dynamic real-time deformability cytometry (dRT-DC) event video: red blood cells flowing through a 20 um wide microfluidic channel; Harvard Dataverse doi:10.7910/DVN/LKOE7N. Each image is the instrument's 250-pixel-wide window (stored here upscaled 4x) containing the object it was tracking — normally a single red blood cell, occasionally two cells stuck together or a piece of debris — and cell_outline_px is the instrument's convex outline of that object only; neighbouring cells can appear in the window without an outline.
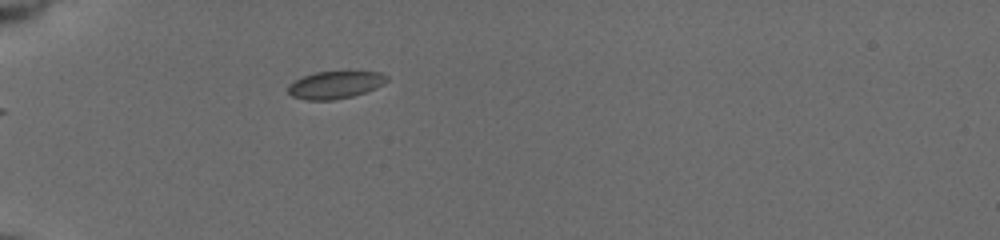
{"species": "common noctule bat (a hibernating species)", "species_latin": "Nyctalus noctula", "temperature_condition": "cold", "stored_images_in_passage": 6, "camera_frame_rate_fps": 3000, "um_per_image_px": 0.085, "animal": {"sex": "female", "body_mass_g": 19.5, "forearm_length_mm": 54.1}, "frame": {"image": 1, "passage_image": 1, "time_ms": 0.0, "image_size_px": [1000, 240], "cell_outline_px": [[388, 80], [384, 84], [376, 88], [352, 96], [332, 100], [304, 100], [292, 96], [288, 92], [288, 84], [304, 76], [316, 72], [380, 72], [388, 76]], "centroid_in_image_um": [28.49, 7.22], "position_along_channel_um": 56.5, "area_um2": 15.66}}